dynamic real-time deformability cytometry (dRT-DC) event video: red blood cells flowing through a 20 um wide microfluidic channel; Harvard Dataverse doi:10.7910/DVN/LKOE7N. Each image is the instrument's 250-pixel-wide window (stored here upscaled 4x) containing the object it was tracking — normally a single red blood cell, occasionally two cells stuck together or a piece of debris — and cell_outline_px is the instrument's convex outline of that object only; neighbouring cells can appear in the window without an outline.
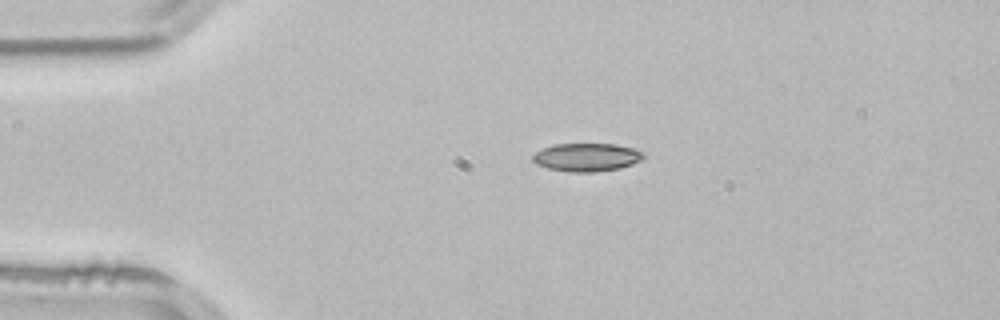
{"species": "common noctule bat (a hibernating species)", "species_latin": "Nyctalus noctula", "temperature_condition": "room temperature", "stored_images_in_passage": 2, "camera_frame_rate_fps": 3000, "um_per_image_px": 0.085, "animal": {"sex": "male", "body_mass_g": 21.5, "forearm_length_mm": 52.0}, "frame": {"image": 1, "passage_image": 1, "time_ms": 0.0, "image_size_px": [1000, 320], "cell_outline_px": [[644, 160], [620, 168], [592, 172], [572, 172], [548, 168], [536, 164], [532, 160], [532, 156], [536, 152], [544, 148], [556, 144], [616, 144], [632, 148], [644, 152]], "centroid_in_image_um": [49.9, 13.36], "position_along_channel_um": 35.1, "area_um2": 18.15}}